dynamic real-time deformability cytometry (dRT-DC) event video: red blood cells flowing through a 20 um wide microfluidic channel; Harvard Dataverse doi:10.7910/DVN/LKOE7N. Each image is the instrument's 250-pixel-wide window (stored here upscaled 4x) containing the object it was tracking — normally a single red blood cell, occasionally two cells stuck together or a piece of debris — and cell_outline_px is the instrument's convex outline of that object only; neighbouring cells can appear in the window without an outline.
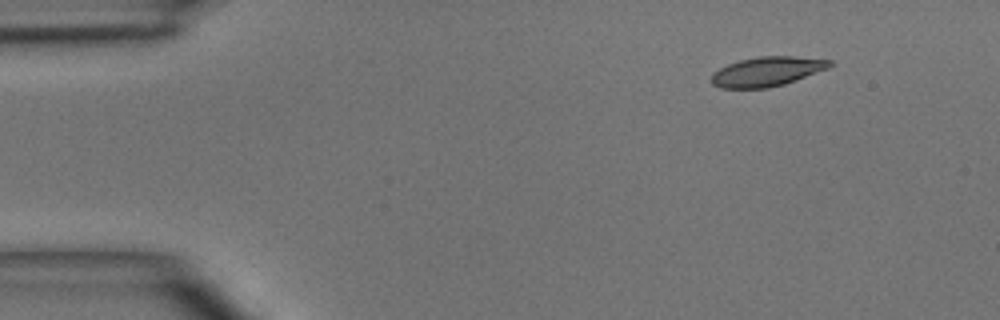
{"species": "common noctule bat (a hibernating species)", "species_latin": "Nyctalus noctula", "temperature_condition": "room temperature", "stored_images_in_passage": 2, "camera_frame_rate_fps": 3000, "um_per_image_px": 0.085, "animal": {"sex": "male", "body_mass_g": 15.6}, "frame": {"image": 1, "passage_image": 2, "time_ms": 2.0, "image_size_px": [1000, 320], "cell_outline_px": [[832, 64], [828, 68], [796, 80], [784, 84], [768, 88], [720, 88], [712, 84], [712, 72], [728, 64], [740, 60], [760, 56], [792, 56], [832, 60]], "centroid_in_image_um": [65.18, 6.08], "position_along_channel_um": 19.8, "area_um2": 20.23}}